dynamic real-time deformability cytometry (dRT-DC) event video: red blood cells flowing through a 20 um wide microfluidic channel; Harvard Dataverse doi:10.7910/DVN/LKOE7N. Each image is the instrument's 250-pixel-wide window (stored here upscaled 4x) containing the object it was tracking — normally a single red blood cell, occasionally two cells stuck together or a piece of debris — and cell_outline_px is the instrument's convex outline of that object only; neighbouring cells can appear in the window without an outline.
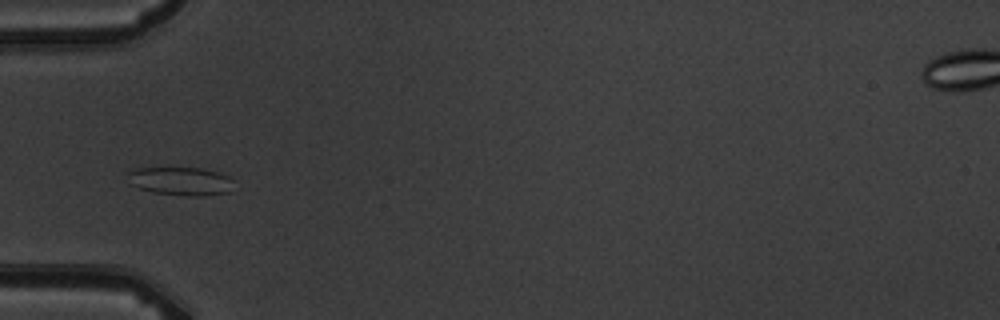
{"species": "common noctule bat (a hibernating species)", "species_latin": "Nyctalus noctula", "temperature_condition": "warm", "stored_images_in_passage": 9, "camera_frame_rate_fps": 3000, "um_per_image_px": 0.085, "animal": {"sex": "male", "body_mass_g": 19.5, "forearm_length_mm": 54.6}, "frame": {"image": 1, "passage_image": 6, "time_ms": 5.667, "image_size_px": [1000, 320], "cell_outline_px": [[232, 192], [204, 196], [184, 196], [152, 192], [128, 184], [124, 172], [136, 168], [200, 168], [216, 172], [228, 176], [232, 180]], "centroid_in_image_um": [15.29, 15.41], "position_along_channel_um": 69.7, "area_um2": 17.86}}
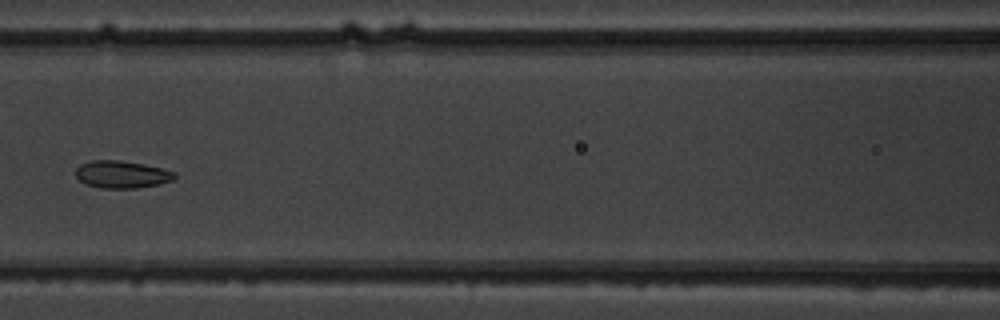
{"frame": {"image": 2, "passage_image": 8, "time_ms": 8.0, "image_size_px": [1000, 320], "cell_outline_px": [[176, 176], [172, 180], [156, 184], [136, 188], [100, 188], [84, 184], [76, 176], [76, 168], [80, 164], [92, 160], [116, 160], [140, 164], [160, 168], [176, 172]], "centroid_in_image_um": [10.3, 14.83], "position_along_channel_um": 156.3, "area_um2": 15.55}}
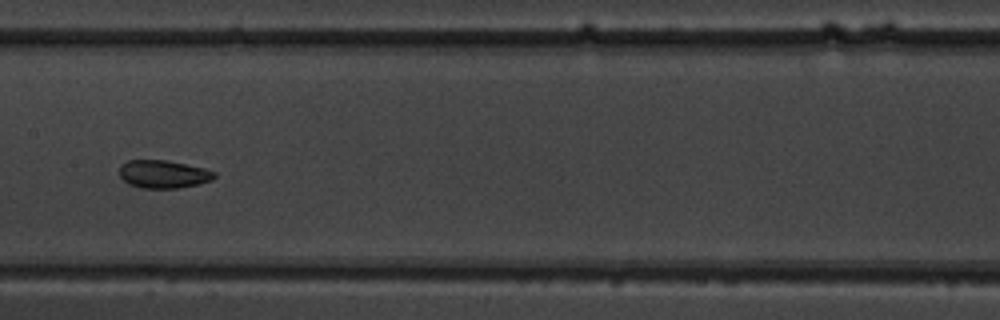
{"frame": {"image": 3, "passage_image": 9, "time_ms": 9.0, "image_size_px": [1000, 320], "cell_outline_px": [[216, 176], [212, 180], [200, 184], [176, 188], [140, 188], [128, 184], [120, 176], [120, 164], [128, 160], [168, 160], [204, 168], [216, 172]], "centroid_in_image_um": [13.89, 14.8], "position_along_channel_um": 193.5, "area_um2": 15.61}}